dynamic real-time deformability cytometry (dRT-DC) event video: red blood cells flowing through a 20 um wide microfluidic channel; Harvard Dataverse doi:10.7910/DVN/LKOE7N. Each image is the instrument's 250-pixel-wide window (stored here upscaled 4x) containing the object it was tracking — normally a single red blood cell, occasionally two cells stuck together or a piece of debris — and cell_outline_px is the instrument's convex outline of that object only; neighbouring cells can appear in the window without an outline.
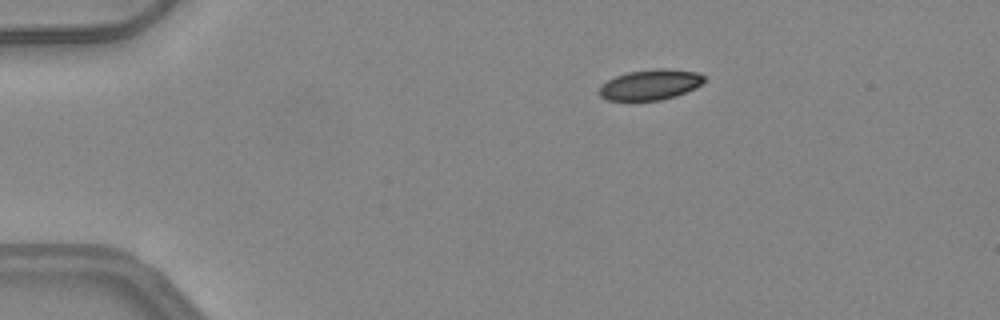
{"species": "common noctule bat (a hibernating species)", "species_latin": "Nyctalus noctula", "temperature_condition": "warm", "stored_images_in_passage": 41, "camera_frame_rate_fps": 3000, "um_per_image_px": 0.085, "animal": {"sex": "female", "body_mass_g": 24.6, "forearm_length_mm": 56.2}, "frame": {"image": 1, "passage_image": 1, "time_ms": 0.0, "image_size_px": [1000, 320], "cell_outline_px": [[704, 80], [696, 88], [676, 96], [660, 100], [608, 100], [600, 96], [596, 92], [600, 84], [616, 76], [628, 72], [656, 68], [664, 68], [700, 72], [704, 76]], "centroid_in_image_um": [55.25, 7.19], "position_along_channel_um": 29.7, "area_um2": 18.79}}
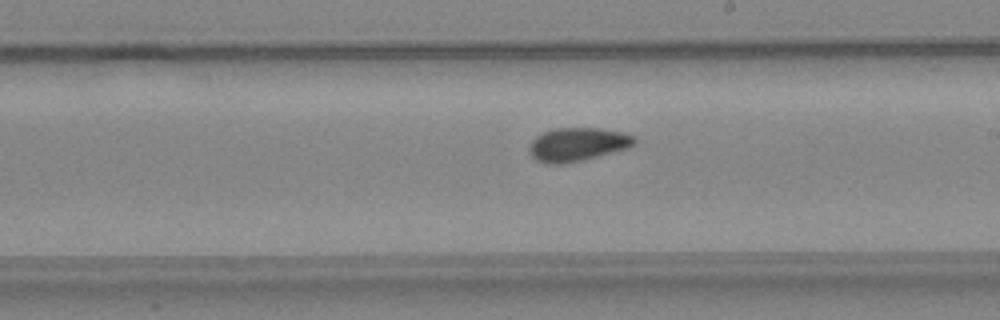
{"frame": {"image": 2, "passage_image": 21, "time_ms": 6.667, "image_size_px": [1000, 320], "cell_outline_px": [[636, 144], [628, 148], [580, 160], [560, 164], [548, 164], [536, 160], [528, 152], [528, 148], [532, 140], [536, 136], [544, 132], [556, 128], [600, 128], [620, 132], [636, 136]], "centroid_in_image_um": [49.07, 12.26], "position_along_channel_um": 239.9, "area_um2": 20.4}}
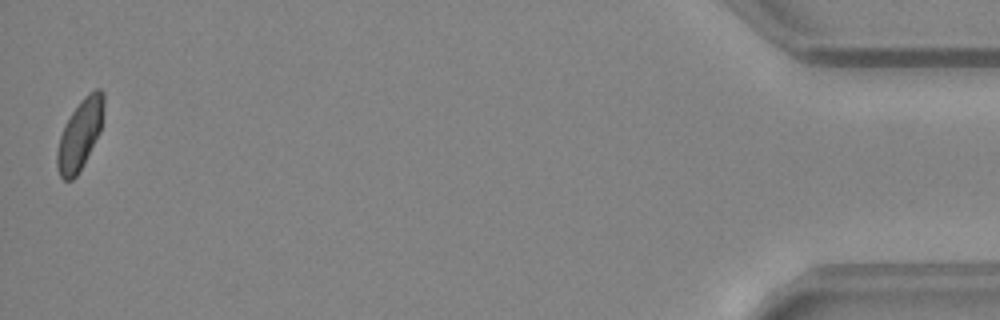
{"frame": {"image": 3, "passage_image": 41, "time_ms": 13.333, "image_size_px": [1000, 320], "cell_outline_px": [[104, 108], [100, 132], [84, 164], [76, 176], [72, 180], [64, 180], [60, 176], [56, 164], [56, 152], [60, 136], [64, 124], [80, 100], [88, 92], [96, 88], [100, 88], [104, 92]], "centroid_in_image_um": [6.8, 11.41], "position_along_channel_um": 428.4, "area_um2": 19.25}, "authors_computed_cell_mechanics": {"area_um2": 19.7098, "velocity_mm_per_s": 4.178, "shape_relaxation_time_tau1_ms": 6.2485, "shape_relaxation_time_tau2_ms": 1.7311, "deformation_change_tau1": 0.1283, "deformation_change_tau2": 0.0478}}